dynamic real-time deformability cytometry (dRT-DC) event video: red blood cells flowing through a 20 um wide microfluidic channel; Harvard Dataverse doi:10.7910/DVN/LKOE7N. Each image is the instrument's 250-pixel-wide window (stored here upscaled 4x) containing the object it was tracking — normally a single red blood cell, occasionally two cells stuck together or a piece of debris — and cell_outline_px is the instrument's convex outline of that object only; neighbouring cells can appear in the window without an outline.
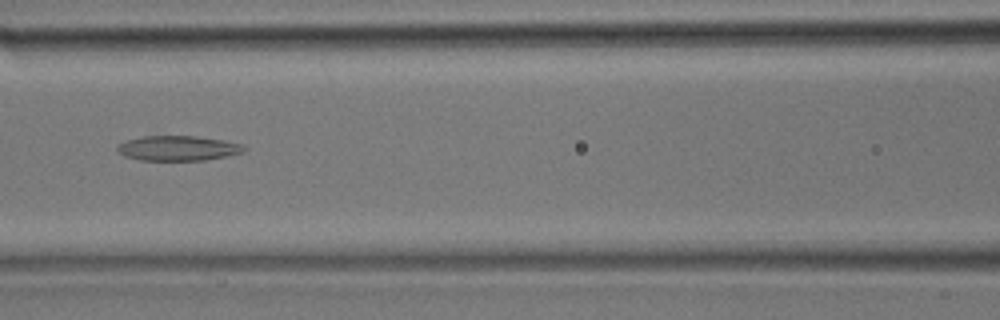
{"species": "common noctule bat (a hibernating species)", "species_latin": "Nyctalus noctula", "temperature_condition": "room temperature", "stored_images_in_passage": 24, "camera_frame_rate_fps": 3000, "um_per_image_px": 0.085, "animal": {"sex": "male", "body_mass_g": 17.9}, "frame": {"image": 1, "passage_image": 5, "time_ms": 1.333, "image_size_px": [1000, 320], "cell_outline_px": [[248, 148], [244, 152], [204, 160], [140, 160], [124, 156], [116, 148], [120, 144], [128, 140], [144, 136], [196, 136], [224, 140], [244, 144]], "centroid_in_image_um": [15.19, 12.59], "position_along_channel_um": 151.4, "area_um2": 18.32}}
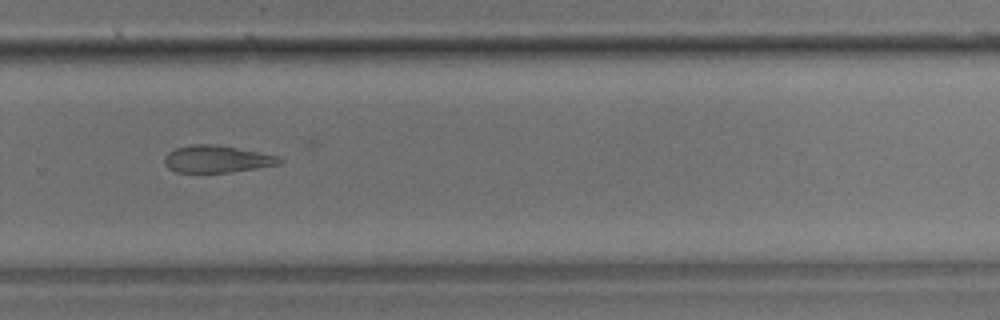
{"frame": {"image": 2, "passage_image": 13, "time_ms": 4.0, "image_size_px": [1000, 320], "cell_outline_px": [[284, 160], [280, 164], [256, 168], [228, 172], [176, 172], [168, 168], [164, 164], [164, 156], [168, 152], [176, 148], [192, 144], [216, 144], [260, 152], [280, 156]], "centroid_in_image_um": [18.43, 13.51], "position_along_channel_um": 311.4, "area_um2": 18.26}}
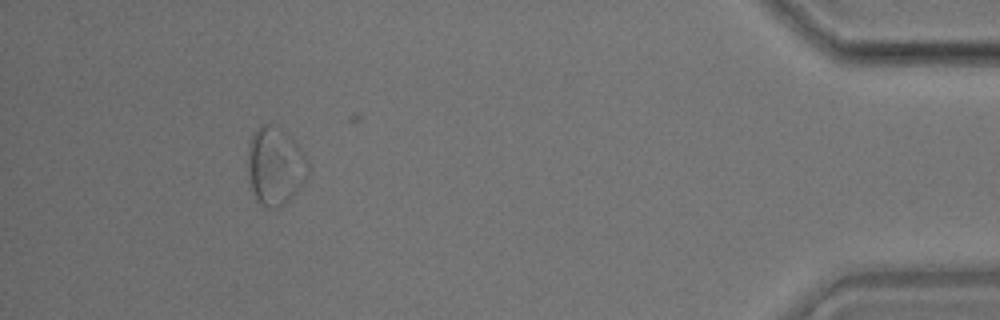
{"frame": {"image": 3, "passage_image": 21, "time_ms": 6.667, "image_size_px": [1000, 320], "cell_outline_px": [[308, 176], [300, 188], [280, 208], [268, 208], [260, 204], [256, 200], [252, 188], [248, 172], [248, 144], [256, 128], [264, 124], [268, 124], [280, 128], [300, 148], [308, 160]], "centroid_in_image_um": [23.39, 14.14], "position_along_channel_um": 411.8, "area_um2": 27.22}}